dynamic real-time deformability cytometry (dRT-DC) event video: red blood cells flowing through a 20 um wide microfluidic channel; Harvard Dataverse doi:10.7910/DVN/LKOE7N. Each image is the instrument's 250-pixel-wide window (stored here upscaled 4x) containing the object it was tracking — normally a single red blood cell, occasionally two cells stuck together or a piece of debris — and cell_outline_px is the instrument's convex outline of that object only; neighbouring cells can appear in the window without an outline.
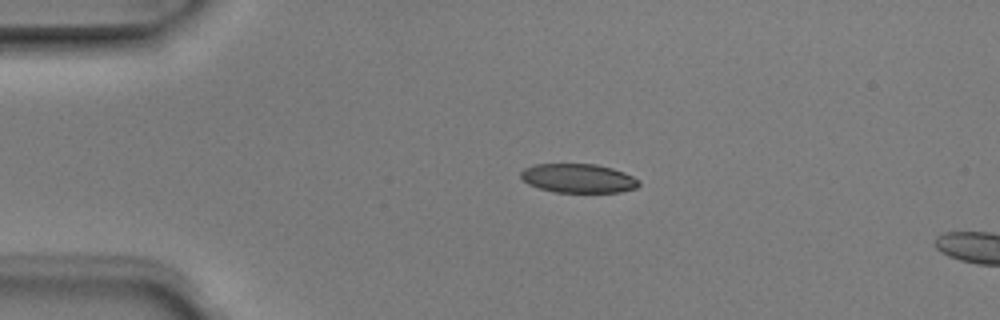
{"species": "Egyptian fruit bat (a non-hibernating species)", "species_latin": "Rousettus aegyptiacus", "temperature_condition": "room temperature", "stored_images_in_passage": 3, "camera_frame_rate_fps": 3000, "um_per_image_px": 0.085, "animal": {"sex": "male"}, "frame": {"image": 1, "passage_image": 2, "time_ms": 0.333, "image_size_px": [1000, 320], "cell_outline_px": [[640, 184], [636, 188], [620, 192], [552, 192], [528, 184], [520, 176], [520, 172], [524, 168], [536, 164], [596, 164], [612, 168], [624, 172], [640, 180]], "centroid_in_image_um": [49.16, 15.15], "position_along_channel_um": 35.8, "area_um2": 20.0}}